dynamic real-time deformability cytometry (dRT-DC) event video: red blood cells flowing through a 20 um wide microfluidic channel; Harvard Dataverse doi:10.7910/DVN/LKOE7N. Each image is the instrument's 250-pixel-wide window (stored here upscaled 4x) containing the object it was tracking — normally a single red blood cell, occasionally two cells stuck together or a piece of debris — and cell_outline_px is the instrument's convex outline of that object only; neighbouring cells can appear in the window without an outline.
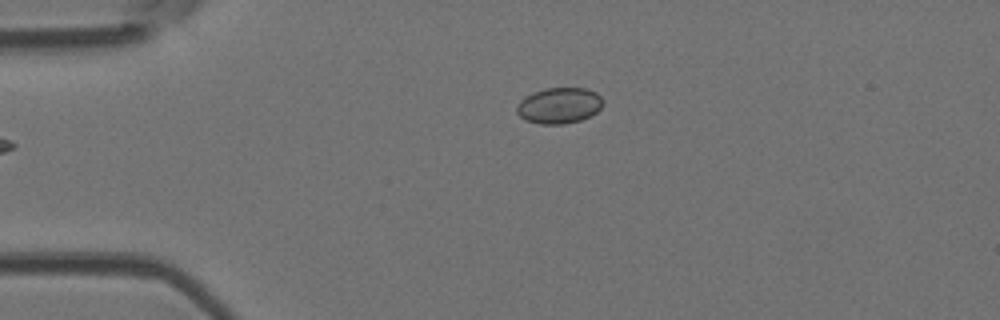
{"species": "Egyptian fruit bat (a non-hibernating species)", "species_latin": "Rousettus aegyptiacus", "temperature_condition": "room temperature", "stored_images_in_passage": 2, "camera_frame_rate_fps": 3000, "um_per_image_px": 0.085, "animal": {"sex": "female"}, "frame": {"image": 1, "passage_image": 2, "time_ms": 0.333, "image_size_px": [1000, 320], "cell_outline_px": [[604, 104], [596, 112], [580, 120], [564, 124], [540, 124], [524, 120], [516, 112], [516, 104], [524, 96], [532, 92], [544, 88], [588, 88], [596, 92], [604, 100]], "centroid_in_image_um": [47.5, 8.96], "position_along_channel_um": 37.5, "area_um2": 18.32}}